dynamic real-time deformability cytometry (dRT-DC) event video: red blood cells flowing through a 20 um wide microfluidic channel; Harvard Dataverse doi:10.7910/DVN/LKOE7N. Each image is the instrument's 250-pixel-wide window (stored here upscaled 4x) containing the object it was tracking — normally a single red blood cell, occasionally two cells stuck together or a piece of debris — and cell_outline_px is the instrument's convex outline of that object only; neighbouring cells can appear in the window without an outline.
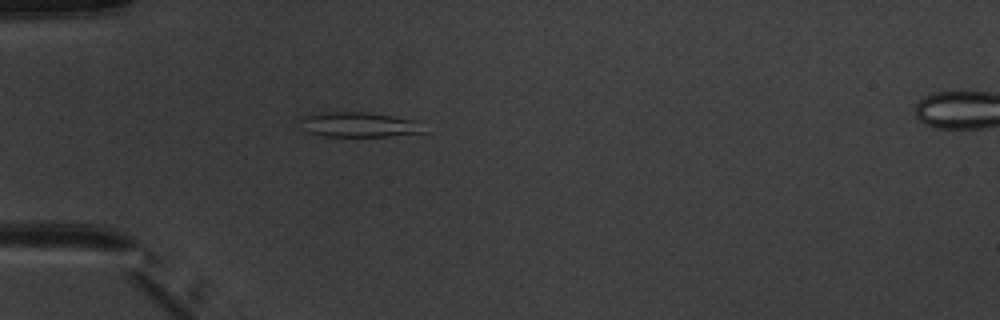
{"species": "common noctule bat (a hibernating species)", "species_latin": "Nyctalus noctula", "temperature_condition": "warm", "stored_images_in_passage": 2, "camera_frame_rate_fps": 3000, "um_per_image_px": 0.085, "animal": {"sex": "male", "body_mass_g": 20.1, "forearm_length_mm": 53.5}, "frame": {"image": 1, "passage_image": 1, "time_ms": 0.0, "image_size_px": [1000, 320], "cell_outline_px": [[428, 132], [388, 136], [324, 136], [308, 132], [300, 128], [300, 120], [304, 116], [320, 112], [368, 112], [420, 120]], "centroid_in_image_um": [30.57, 10.59], "position_along_channel_um": 54.4, "area_um2": 18.32}}